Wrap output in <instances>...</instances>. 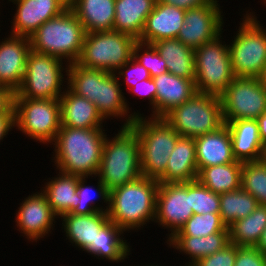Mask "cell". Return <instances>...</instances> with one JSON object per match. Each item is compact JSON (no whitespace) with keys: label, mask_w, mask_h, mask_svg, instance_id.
Returning <instances> with one entry per match:
<instances>
[{"label":"cell","mask_w":266,"mask_h":266,"mask_svg":"<svg viewBox=\"0 0 266 266\" xmlns=\"http://www.w3.org/2000/svg\"><path fill=\"white\" fill-rule=\"evenodd\" d=\"M0 42V86L14 94L21 86L26 60L31 51L28 37L8 35Z\"/></svg>","instance_id":"cell-18"},{"label":"cell","mask_w":266,"mask_h":266,"mask_svg":"<svg viewBox=\"0 0 266 266\" xmlns=\"http://www.w3.org/2000/svg\"><path fill=\"white\" fill-rule=\"evenodd\" d=\"M161 3H165L168 5H173L177 8L188 10L191 8H196L200 6H204L207 4H219V0H159Z\"/></svg>","instance_id":"cell-45"},{"label":"cell","mask_w":266,"mask_h":266,"mask_svg":"<svg viewBox=\"0 0 266 266\" xmlns=\"http://www.w3.org/2000/svg\"><path fill=\"white\" fill-rule=\"evenodd\" d=\"M133 58L149 71L151 78L168 72L166 61L154 44L137 40L133 46Z\"/></svg>","instance_id":"cell-40"},{"label":"cell","mask_w":266,"mask_h":266,"mask_svg":"<svg viewBox=\"0 0 266 266\" xmlns=\"http://www.w3.org/2000/svg\"><path fill=\"white\" fill-rule=\"evenodd\" d=\"M198 173L206 167L235 162L231 134L224 124L213 132L194 138Z\"/></svg>","instance_id":"cell-20"},{"label":"cell","mask_w":266,"mask_h":266,"mask_svg":"<svg viewBox=\"0 0 266 266\" xmlns=\"http://www.w3.org/2000/svg\"><path fill=\"white\" fill-rule=\"evenodd\" d=\"M185 13L183 9L157 0L153 11L146 18L138 40L153 44L162 39L177 38L184 25Z\"/></svg>","instance_id":"cell-19"},{"label":"cell","mask_w":266,"mask_h":266,"mask_svg":"<svg viewBox=\"0 0 266 266\" xmlns=\"http://www.w3.org/2000/svg\"><path fill=\"white\" fill-rule=\"evenodd\" d=\"M14 127L34 142L51 144L61 127L59 99L14 98Z\"/></svg>","instance_id":"cell-11"},{"label":"cell","mask_w":266,"mask_h":266,"mask_svg":"<svg viewBox=\"0 0 266 266\" xmlns=\"http://www.w3.org/2000/svg\"><path fill=\"white\" fill-rule=\"evenodd\" d=\"M196 143L194 138L179 137L169 156L165 172L157 179L159 183L196 181Z\"/></svg>","instance_id":"cell-23"},{"label":"cell","mask_w":266,"mask_h":266,"mask_svg":"<svg viewBox=\"0 0 266 266\" xmlns=\"http://www.w3.org/2000/svg\"><path fill=\"white\" fill-rule=\"evenodd\" d=\"M16 13L10 22V35L28 37L46 21L62 13L66 7L59 0H12Z\"/></svg>","instance_id":"cell-17"},{"label":"cell","mask_w":266,"mask_h":266,"mask_svg":"<svg viewBox=\"0 0 266 266\" xmlns=\"http://www.w3.org/2000/svg\"><path fill=\"white\" fill-rule=\"evenodd\" d=\"M86 32L71 8L43 23L31 36V50L58 57L68 64L79 60Z\"/></svg>","instance_id":"cell-4"},{"label":"cell","mask_w":266,"mask_h":266,"mask_svg":"<svg viewBox=\"0 0 266 266\" xmlns=\"http://www.w3.org/2000/svg\"><path fill=\"white\" fill-rule=\"evenodd\" d=\"M258 201L241 187L235 191L220 194V217L229 228L235 221L247 217L257 207Z\"/></svg>","instance_id":"cell-34"},{"label":"cell","mask_w":266,"mask_h":266,"mask_svg":"<svg viewBox=\"0 0 266 266\" xmlns=\"http://www.w3.org/2000/svg\"><path fill=\"white\" fill-rule=\"evenodd\" d=\"M61 126L71 128H104L105 119L88 99L65 89L59 98Z\"/></svg>","instance_id":"cell-21"},{"label":"cell","mask_w":266,"mask_h":266,"mask_svg":"<svg viewBox=\"0 0 266 266\" xmlns=\"http://www.w3.org/2000/svg\"><path fill=\"white\" fill-rule=\"evenodd\" d=\"M88 177H80L78 180V187H77V200L76 204L77 207L72 211L71 214L74 215H89L94 214L96 212H103L107 213L109 209V191L107 190L106 186L102 183V181L98 179L97 187L90 186L87 183ZM94 190V194L92 191ZM95 197L99 198L101 201L105 203V207L101 206L99 202L95 201ZM94 199V201H93ZM103 200V201H102ZM98 203V204H96ZM96 204V205H95ZM99 205V206H98Z\"/></svg>","instance_id":"cell-35"},{"label":"cell","mask_w":266,"mask_h":266,"mask_svg":"<svg viewBox=\"0 0 266 266\" xmlns=\"http://www.w3.org/2000/svg\"><path fill=\"white\" fill-rule=\"evenodd\" d=\"M59 219L62 221V232L65 233L66 239L73 247L82 251L95 243L97 232L109 220L108 214L103 212L89 215L63 214Z\"/></svg>","instance_id":"cell-26"},{"label":"cell","mask_w":266,"mask_h":266,"mask_svg":"<svg viewBox=\"0 0 266 266\" xmlns=\"http://www.w3.org/2000/svg\"><path fill=\"white\" fill-rule=\"evenodd\" d=\"M225 228L219 213L193 214L174 236L203 237Z\"/></svg>","instance_id":"cell-38"},{"label":"cell","mask_w":266,"mask_h":266,"mask_svg":"<svg viewBox=\"0 0 266 266\" xmlns=\"http://www.w3.org/2000/svg\"><path fill=\"white\" fill-rule=\"evenodd\" d=\"M263 254L266 255V227L262 231L260 240L256 246Z\"/></svg>","instance_id":"cell-49"},{"label":"cell","mask_w":266,"mask_h":266,"mask_svg":"<svg viewBox=\"0 0 266 266\" xmlns=\"http://www.w3.org/2000/svg\"><path fill=\"white\" fill-rule=\"evenodd\" d=\"M123 234L125 232L121 228L108 220L97 232L95 243H92L85 252L94 255L96 259L101 258L116 263L123 262L131 254L130 244Z\"/></svg>","instance_id":"cell-30"},{"label":"cell","mask_w":266,"mask_h":266,"mask_svg":"<svg viewBox=\"0 0 266 266\" xmlns=\"http://www.w3.org/2000/svg\"><path fill=\"white\" fill-rule=\"evenodd\" d=\"M128 91V93H131L132 95L134 94L139 98L142 97L144 99L145 97V100L147 98V100L149 101L148 104H150L152 107L150 108L152 113L146 117L156 118V86L152 78L138 82Z\"/></svg>","instance_id":"cell-44"},{"label":"cell","mask_w":266,"mask_h":266,"mask_svg":"<svg viewBox=\"0 0 266 266\" xmlns=\"http://www.w3.org/2000/svg\"><path fill=\"white\" fill-rule=\"evenodd\" d=\"M259 79L261 83L266 87V66L264 67L263 72L261 73Z\"/></svg>","instance_id":"cell-51"},{"label":"cell","mask_w":266,"mask_h":266,"mask_svg":"<svg viewBox=\"0 0 266 266\" xmlns=\"http://www.w3.org/2000/svg\"><path fill=\"white\" fill-rule=\"evenodd\" d=\"M166 243L179 251V254L189 256L191 260L185 262L184 266H192L200 258L214 254L230 243L229 228L203 237L173 236Z\"/></svg>","instance_id":"cell-25"},{"label":"cell","mask_w":266,"mask_h":266,"mask_svg":"<svg viewBox=\"0 0 266 266\" xmlns=\"http://www.w3.org/2000/svg\"><path fill=\"white\" fill-rule=\"evenodd\" d=\"M121 83L122 81L120 82L115 73L98 69V91L95 105L105 120L113 119V117L114 119L115 117L116 119L124 118L122 127H130L137 117L144 116V114L138 110L132 113V109H129Z\"/></svg>","instance_id":"cell-16"},{"label":"cell","mask_w":266,"mask_h":266,"mask_svg":"<svg viewBox=\"0 0 266 266\" xmlns=\"http://www.w3.org/2000/svg\"><path fill=\"white\" fill-rule=\"evenodd\" d=\"M81 176L58 172L57 176L49 178L40 190L46 196L53 212L60 217L71 214L77 207V187Z\"/></svg>","instance_id":"cell-28"},{"label":"cell","mask_w":266,"mask_h":266,"mask_svg":"<svg viewBox=\"0 0 266 266\" xmlns=\"http://www.w3.org/2000/svg\"><path fill=\"white\" fill-rule=\"evenodd\" d=\"M180 137L196 138L223 126L221 98L197 92L162 117Z\"/></svg>","instance_id":"cell-7"},{"label":"cell","mask_w":266,"mask_h":266,"mask_svg":"<svg viewBox=\"0 0 266 266\" xmlns=\"http://www.w3.org/2000/svg\"><path fill=\"white\" fill-rule=\"evenodd\" d=\"M115 75L119 80H121L120 78L124 80L123 83L126 84L127 90L132 88L138 82L151 78L149 71L133 57L120 67L115 72Z\"/></svg>","instance_id":"cell-41"},{"label":"cell","mask_w":266,"mask_h":266,"mask_svg":"<svg viewBox=\"0 0 266 266\" xmlns=\"http://www.w3.org/2000/svg\"><path fill=\"white\" fill-rule=\"evenodd\" d=\"M135 266V265H134ZM145 266V265H143ZM146 266H159L158 264L157 265H154V264H151V265H146ZM161 266V265H160Z\"/></svg>","instance_id":"cell-53"},{"label":"cell","mask_w":266,"mask_h":266,"mask_svg":"<svg viewBox=\"0 0 266 266\" xmlns=\"http://www.w3.org/2000/svg\"><path fill=\"white\" fill-rule=\"evenodd\" d=\"M241 188L251 194L259 205L266 206V161L261 159L243 163Z\"/></svg>","instance_id":"cell-37"},{"label":"cell","mask_w":266,"mask_h":266,"mask_svg":"<svg viewBox=\"0 0 266 266\" xmlns=\"http://www.w3.org/2000/svg\"><path fill=\"white\" fill-rule=\"evenodd\" d=\"M266 227V206L258 207L247 217L229 227L230 243L239 247H256Z\"/></svg>","instance_id":"cell-33"},{"label":"cell","mask_w":266,"mask_h":266,"mask_svg":"<svg viewBox=\"0 0 266 266\" xmlns=\"http://www.w3.org/2000/svg\"><path fill=\"white\" fill-rule=\"evenodd\" d=\"M152 79L156 86V118H162L197 93L194 79L178 77L170 72Z\"/></svg>","instance_id":"cell-22"},{"label":"cell","mask_w":266,"mask_h":266,"mask_svg":"<svg viewBox=\"0 0 266 266\" xmlns=\"http://www.w3.org/2000/svg\"><path fill=\"white\" fill-rule=\"evenodd\" d=\"M14 128V113L0 114V142L6 138L9 131Z\"/></svg>","instance_id":"cell-47"},{"label":"cell","mask_w":266,"mask_h":266,"mask_svg":"<svg viewBox=\"0 0 266 266\" xmlns=\"http://www.w3.org/2000/svg\"><path fill=\"white\" fill-rule=\"evenodd\" d=\"M67 88L95 104L98 91V69H89L71 63L67 72Z\"/></svg>","instance_id":"cell-36"},{"label":"cell","mask_w":266,"mask_h":266,"mask_svg":"<svg viewBox=\"0 0 266 266\" xmlns=\"http://www.w3.org/2000/svg\"><path fill=\"white\" fill-rule=\"evenodd\" d=\"M66 8H71L74 3L75 0H59Z\"/></svg>","instance_id":"cell-50"},{"label":"cell","mask_w":266,"mask_h":266,"mask_svg":"<svg viewBox=\"0 0 266 266\" xmlns=\"http://www.w3.org/2000/svg\"><path fill=\"white\" fill-rule=\"evenodd\" d=\"M159 181L145 176L109 192L108 218L124 232L141 230L155 220Z\"/></svg>","instance_id":"cell-2"},{"label":"cell","mask_w":266,"mask_h":266,"mask_svg":"<svg viewBox=\"0 0 266 266\" xmlns=\"http://www.w3.org/2000/svg\"><path fill=\"white\" fill-rule=\"evenodd\" d=\"M193 215L190 202V182L159 183L154 223L168 230L167 241Z\"/></svg>","instance_id":"cell-13"},{"label":"cell","mask_w":266,"mask_h":266,"mask_svg":"<svg viewBox=\"0 0 266 266\" xmlns=\"http://www.w3.org/2000/svg\"><path fill=\"white\" fill-rule=\"evenodd\" d=\"M222 35L194 50L195 88L199 93L220 96L236 77L229 45Z\"/></svg>","instance_id":"cell-9"},{"label":"cell","mask_w":266,"mask_h":266,"mask_svg":"<svg viewBox=\"0 0 266 266\" xmlns=\"http://www.w3.org/2000/svg\"><path fill=\"white\" fill-rule=\"evenodd\" d=\"M157 0H115L113 30L138 40Z\"/></svg>","instance_id":"cell-27"},{"label":"cell","mask_w":266,"mask_h":266,"mask_svg":"<svg viewBox=\"0 0 266 266\" xmlns=\"http://www.w3.org/2000/svg\"><path fill=\"white\" fill-rule=\"evenodd\" d=\"M231 134L232 153L236 161L245 163L263 158L257 120H235L226 123Z\"/></svg>","instance_id":"cell-24"},{"label":"cell","mask_w":266,"mask_h":266,"mask_svg":"<svg viewBox=\"0 0 266 266\" xmlns=\"http://www.w3.org/2000/svg\"><path fill=\"white\" fill-rule=\"evenodd\" d=\"M13 101L14 93L10 89L0 86V114L14 113Z\"/></svg>","instance_id":"cell-46"},{"label":"cell","mask_w":266,"mask_h":266,"mask_svg":"<svg viewBox=\"0 0 266 266\" xmlns=\"http://www.w3.org/2000/svg\"><path fill=\"white\" fill-rule=\"evenodd\" d=\"M105 128H71L61 126L55 140L51 160L57 171L95 177L100 168L102 148L106 136Z\"/></svg>","instance_id":"cell-1"},{"label":"cell","mask_w":266,"mask_h":266,"mask_svg":"<svg viewBox=\"0 0 266 266\" xmlns=\"http://www.w3.org/2000/svg\"><path fill=\"white\" fill-rule=\"evenodd\" d=\"M260 140L263 145L266 144V112L262 113L258 118Z\"/></svg>","instance_id":"cell-48"},{"label":"cell","mask_w":266,"mask_h":266,"mask_svg":"<svg viewBox=\"0 0 266 266\" xmlns=\"http://www.w3.org/2000/svg\"><path fill=\"white\" fill-rule=\"evenodd\" d=\"M113 138L106 136L97 176L107 190L142 176L139 138L131 127H120Z\"/></svg>","instance_id":"cell-3"},{"label":"cell","mask_w":266,"mask_h":266,"mask_svg":"<svg viewBox=\"0 0 266 266\" xmlns=\"http://www.w3.org/2000/svg\"><path fill=\"white\" fill-rule=\"evenodd\" d=\"M63 64L65 61L58 57L31 50L27 56L24 78L14 98L59 99L66 89L63 86H66L65 76L69 66L67 62Z\"/></svg>","instance_id":"cell-8"},{"label":"cell","mask_w":266,"mask_h":266,"mask_svg":"<svg viewBox=\"0 0 266 266\" xmlns=\"http://www.w3.org/2000/svg\"><path fill=\"white\" fill-rule=\"evenodd\" d=\"M21 202L15 216L17 231L22 233L29 242L37 243L52 232L59 217L53 212L41 190L29 194Z\"/></svg>","instance_id":"cell-15"},{"label":"cell","mask_w":266,"mask_h":266,"mask_svg":"<svg viewBox=\"0 0 266 266\" xmlns=\"http://www.w3.org/2000/svg\"><path fill=\"white\" fill-rule=\"evenodd\" d=\"M130 127L139 138L142 176L157 180L180 135L163 118L137 117Z\"/></svg>","instance_id":"cell-5"},{"label":"cell","mask_w":266,"mask_h":266,"mask_svg":"<svg viewBox=\"0 0 266 266\" xmlns=\"http://www.w3.org/2000/svg\"><path fill=\"white\" fill-rule=\"evenodd\" d=\"M219 97L225 124L257 120L266 112V87L259 78L235 77Z\"/></svg>","instance_id":"cell-12"},{"label":"cell","mask_w":266,"mask_h":266,"mask_svg":"<svg viewBox=\"0 0 266 266\" xmlns=\"http://www.w3.org/2000/svg\"><path fill=\"white\" fill-rule=\"evenodd\" d=\"M243 163L235 161L203 168L197 180L216 194L235 191L241 187V170Z\"/></svg>","instance_id":"cell-32"},{"label":"cell","mask_w":266,"mask_h":266,"mask_svg":"<svg viewBox=\"0 0 266 266\" xmlns=\"http://www.w3.org/2000/svg\"><path fill=\"white\" fill-rule=\"evenodd\" d=\"M136 41L131 35L114 30L86 33L76 63L85 68L115 73L133 57Z\"/></svg>","instance_id":"cell-10"},{"label":"cell","mask_w":266,"mask_h":266,"mask_svg":"<svg viewBox=\"0 0 266 266\" xmlns=\"http://www.w3.org/2000/svg\"><path fill=\"white\" fill-rule=\"evenodd\" d=\"M190 202L193 214L220 212V195L209 190L198 180L190 182Z\"/></svg>","instance_id":"cell-39"},{"label":"cell","mask_w":266,"mask_h":266,"mask_svg":"<svg viewBox=\"0 0 266 266\" xmlns=\"http://www.w3.org/2000/svg\"><path fill=\"white\" fill-rule=\"evenodd\" d=\"M220 4H207L186 10L177 39L195 50L222 34L224 21Z\"/></svg>","instance_id":"cell-14"},{"label":"cell","mask_w":266,"mask_h":266,"mask_svg":"<svg viewBox=\"0 0 266 266\" xmlns=\"http://www.w3.org/2000/svg\"><path fill=\"white\" fill-rule=\"evenodd\" d=\"M71 10L86 33L113 30L115 0H75Z\"/></svg>","instance_id":"cell-29"},{"label":"cell","mask_w":266,"mask_h":266,"mask_svg":"<svg viewBox=\"0 0 266 266\" xmlns=\"http://www.w3.org/2000/svg\"><path fill=\"white\" fill-rule=\"evenodd\" d=\"M166 61L168 72L178 77L195 79L194 50L177 38L162 39L153 43Z\"/></svg>","instance_id":"cell-31"},{"label":"cell","mask_w":266,"mask_h":266,"mask_svg":"<svg viewBox=\"0 0 266 266\" xmlns=\"http://www.w3.org/2000/svg\"><path fill=\"white\" fill-rule=\"evenodd\" d=\"M264 161H266V144L264 145V153H263V158Z\"/></svg>","instance_id":"cell-52"},{"label":"cell","mask_w":266,"mask_h":266,"mask_svg":"<svg viewBox=\"0 0 266 266\" xmlns=\"http://www.w3.org/2000/svg\"><path fill=\"white\" fill-rule=\"evenodd\" d=\"M234 266H266V255L256 247H239Z\"/></svg>","instance_id":"cell-43"},{"label":"cell","mask_w":266,"mask_h":266,"mask_svg":"<svg viewBox=\"0 0 266 266\" xmlns=\"http://www.w3.org/2000/svg\"><path fill=\"white\" fill-rule=\"evenodd\" d=\"M238 248L239 246L229 243L218 252L200 258L192 266H234Z\"/></svg>","instance_id":"cell-42"},{"label":"cell","mask_w":266,"mask_h":266,"mask_svg":"<svg viewBox=\"0 0 266 266\" xmlns=\"http://www.w3.org/2000/svg\"><path fill=\"white\" fill-rule=\"evenodd\" d=\"M243 14L239 29L230 41L229 52L236 77L259 78L266 66V27L255 12Z\"/></svg>","instance_id":"cell-6"}]
</instances>
